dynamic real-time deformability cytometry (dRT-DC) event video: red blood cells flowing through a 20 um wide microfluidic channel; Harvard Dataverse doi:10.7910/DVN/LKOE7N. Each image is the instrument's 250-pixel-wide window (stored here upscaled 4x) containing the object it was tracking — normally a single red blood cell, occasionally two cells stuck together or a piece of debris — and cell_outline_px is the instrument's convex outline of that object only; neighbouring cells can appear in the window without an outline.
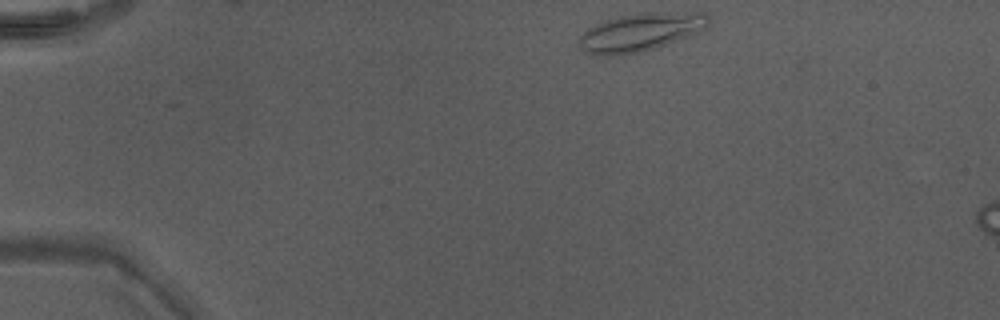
{"species": "Egyptian fruit bat (a non-hibernating species)", "species_latin": "Rousettus aegyptiacus", "temperature_condition": "warm", "stored_images_in_passage": 7, "camera_frame_rate_fps": 3000, "um_per_image_px": 0.085, "animal": {"sex": "male"}, "frame": {"image": 1, "passage_image": 1, "time_ms": 0.0, "image_size_px": [1000, 320], "cell_outline_px": [[708, 24], [704, 28], [688, 36], [656, 48], [644, 52], [620, 56], [596, 56], [584, 52], [580, 48], [576, 40], [588, 28], [596, 24], [608, 20], [624, 16], [652, 12], [704, 12], [708, 16]], "centroid_in_image_um": [54.39, 2.77], "position_along_channel_um": 30.6, "area_um2": 28.78}}